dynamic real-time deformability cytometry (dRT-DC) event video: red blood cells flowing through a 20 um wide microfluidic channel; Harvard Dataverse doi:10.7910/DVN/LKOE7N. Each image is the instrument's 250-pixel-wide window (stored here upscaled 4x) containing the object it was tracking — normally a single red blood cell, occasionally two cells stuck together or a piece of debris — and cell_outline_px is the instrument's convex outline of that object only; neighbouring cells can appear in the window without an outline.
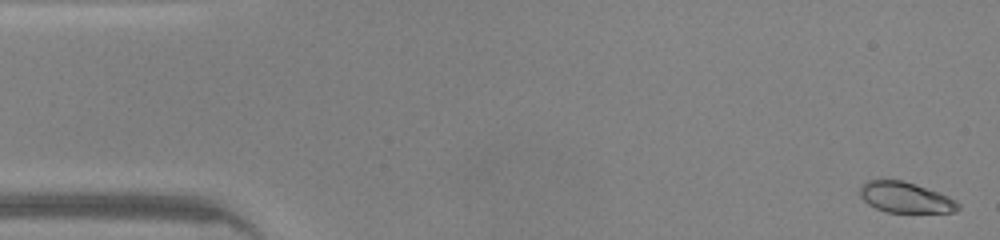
{"species": "common noctule bat (a hibernating species)", "species_latin": "Nyctalus noctula", "temperature_condition": "warm", "stored_images_in_passage": 46, "camera_frame_rate_fps": 3000, "um_per_image_px": 0.085, "animal": {"sex": "male", "body_mass_g": 20.0, "forearm_length_mm": 53.3}, "frame": {"image": 1, "passage_image": 1, "time_ms": 0.0, "image_size_px": [1000, 240], "cell_outline_px": [[960, 208], [956, 212], [884, 212], [868, 204], [860, 196], [860, 188], [868, 180], [904, 180], [916, 184], [948, 196], [956, 200], [960, 204]], "centroid_in_image_um": [76.98, 16.79], "position_along_channel_um": 8.0, "area_um2": 17.51}}
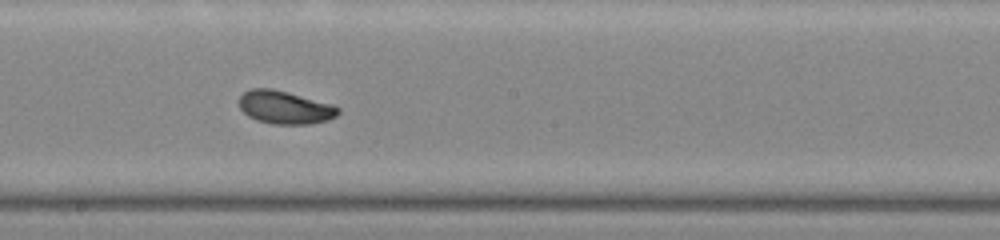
{"frame": {"image": 2, "passage_image": 25, "time_ms": 8.0, "image_size_px": [1000, 240], "cell_outline_px": [[340, 112], [336, 116], [328, 120], [312, 124], [272, 124], [256, 120], [248, 116], [240, 108], [240, 96], [244, 92], [252, 88], [272, 88], [288, 92], [332, 104], [340, 108]], "centroid_in_image_um": [24.23, 9.13], "position_along_channel_um": 224.0, "area_um2": 19.13}}
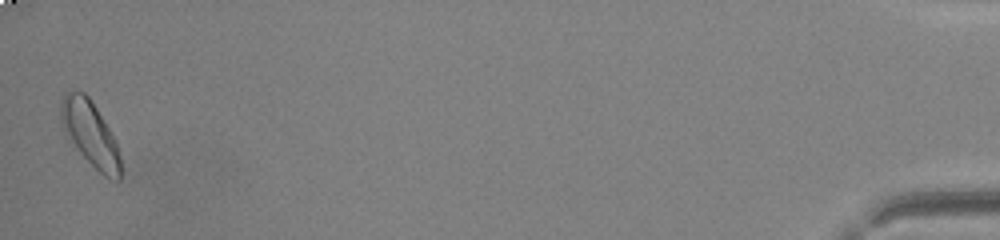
{"frame": {"image": 3, "passage_image": 46, "time_ms": 15.0, "image_size_px": [1000, 240], "cell_outline_px": [[120, 180], [116, 180], [104, 176], [76, 148], [68, 136], [60, 120], [60, 100], [64, 92], [84, 92], [88, 96], [96, 108], [116, 140], [120, 156]], "centroid_in_image_um": [7.66, 11.34], "position_along_channel_um": 427.5, "area_um2": 22.14}, "authors_computed_cell_mechanics": {"area_um2": 18.785, "velocity_mm_per_s": 4.3144, "shape_relaxation_time_tau1_ms": 2.0767, "shape_relaxation_time_tau2_ms": 3.9439, "deformation_change_tau1": 0.0938, "deformation_change_tau2": 0.0636}}